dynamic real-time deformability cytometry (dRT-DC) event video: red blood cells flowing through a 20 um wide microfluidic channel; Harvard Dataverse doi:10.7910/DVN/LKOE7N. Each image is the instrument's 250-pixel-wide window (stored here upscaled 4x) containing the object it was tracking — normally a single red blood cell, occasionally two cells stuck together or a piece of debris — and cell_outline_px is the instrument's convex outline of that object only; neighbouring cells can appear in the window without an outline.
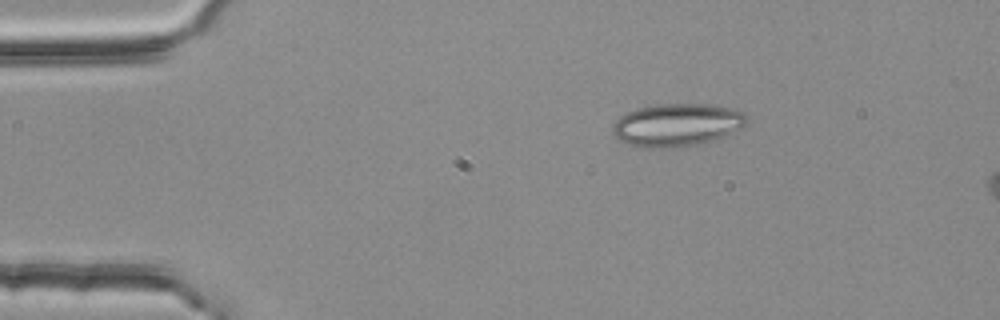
{"species": "common noctule bat (a hibernating species)", "species_latin": "Nyctalus noctula", "temperature_condition": "room temperature", "stored_images_in_passage": 8, "camera_frame_rate_fps": 3000, "um_per_image_px": 0.085, "animal": {"sex": "female", "body_mass_g": 25.1}, "frame": {"image": 1, "passage_image": 1, "time_ms": 0.0, "image_size_px": [1000, 320], "cell_outline_px": [[748, 120], [740, 128], [724, 136], [704, 144], [684, 148], [644, 148], [620, 140], [612, 132], [612, 124], [620, 116], [636, 108], [656, 104], [708, 104], [732, 108], [744, 112], [748, 116]], "centroid_in_image_um": [57.56, 10.63], "position_along_channel_um": 27.4, "area_um2": 33.87}}